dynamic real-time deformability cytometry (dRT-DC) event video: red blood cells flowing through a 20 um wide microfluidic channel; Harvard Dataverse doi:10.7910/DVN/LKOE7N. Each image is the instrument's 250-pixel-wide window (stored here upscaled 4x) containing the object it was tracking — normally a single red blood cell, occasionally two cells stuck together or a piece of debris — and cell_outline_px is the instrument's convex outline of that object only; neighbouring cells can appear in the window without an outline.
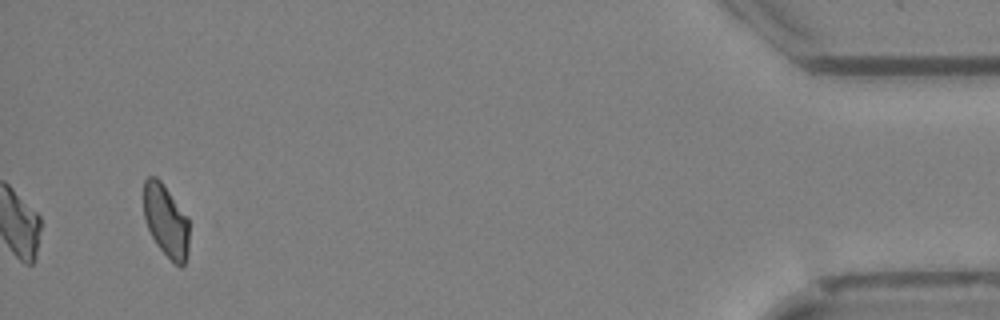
{"species": "Egyptian fruit bat (a non-hibernating species)", "species_latin": "Rousettus aegyptiacus", "temperature_condition": "cold", "stored_images_in_passage": 36, "camera_frame_rate_fps": 3000, "um_per_image_px": 0.085, "animal": {"sex": "female"}, "frame": {"image": 1, "passage_image": 36, "time_ms": 11.667, "image_size_px": [1000, 320], "cell_outline_px": [[188, 252], [184, 264], [180, 268], [156, 244], [148, 228], [144, 216], [144, 180], [148, 176], [156, 176], [160, 180], [188, 216]], "centroid_in_image_um": [14.11, 18.74], "position_along_channel_um": 421.1, "area_um2": 19.07}, "authors_computed_cell_mechanics": {"area_um2": 19.7676, "velocity_mm_per_s": 4.0385, "shape_relaxation_time_tau1_ms": 10.4842, "shape_relaxation_time_tau2_ms": 10.8817, "deformation_change_tau1": 0.2118, "deformation_change_tau2": 0.2212}}